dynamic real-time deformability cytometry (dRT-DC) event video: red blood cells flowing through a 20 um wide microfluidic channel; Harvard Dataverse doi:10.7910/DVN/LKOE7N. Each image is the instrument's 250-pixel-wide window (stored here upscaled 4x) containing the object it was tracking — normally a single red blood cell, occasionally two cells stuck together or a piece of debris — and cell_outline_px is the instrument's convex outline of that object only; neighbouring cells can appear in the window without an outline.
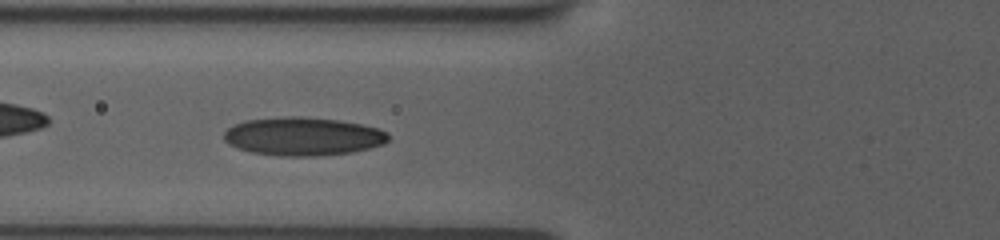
{"species": "human", "species_latin": "Homo sapiens", "temperature_condition": "room temperature", "stored_images_in_passage": 46, "camera_frame_rate_fps": 3000, "um_per_image_px": 0.085, "donor": {"sex": "female"}, "frame": {"image": 1, "passage_image": 13, "time_ms": 4.0, "image_size_px": [1000, 240], "cell_outline_px": [[392, 136], [384, 144], [352, 152], [316, 156], [280, 156], [252, 152], [236, 148], [228, 144], [224, 140], [224, 132], [232, 124], [244, 120], [288, 116], [300, 116], [336, 120], [360, 124], [380, 128], [388, 132]], "centroid_in_image_um": [25.75, 11.59], "position_along_channel_um": 100.1, "area_um2": 36.99}}
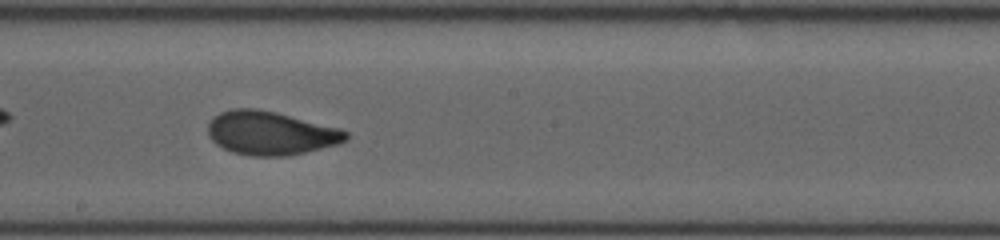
{"frame": {"image": 2, "passage_image": 23, "time_ms": 7.333, "image_size_px": [1000, 240], "cell_outline_px": [[348, 140], [336, 144], [288, 156], [252, 156], [232, 152], [216, 144], [208, 136], [208, 124], [212, 116], [220, 112], [232, 108], [256, 108], [276, 112], [340, 128], [348, 132]], "centroid_in_image_um": [22.97, 11.3], "position_along_channel_um": 225.2, "area_um2": 35.14}}
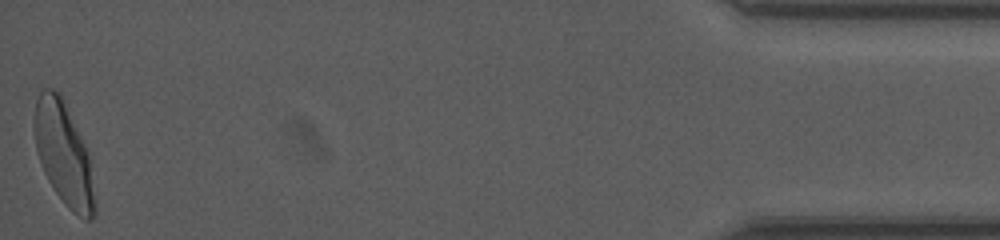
{"frame": {"image": 3, "passage_image": 46, "time_ms": 15.0, "image_size_px": [1000, 240], "cell_outline_px": [[96, 216], [92, 220], [84, 220], [72, 212], [64, 204], [48, 180], [44, 172], [36, 148], [32, 124], [36, 100], [40, 92], [44, 88], [52, 88], [60, 92], [64, 100], [88, 152], [96, 208]], "centroid_in_image_um": [5.4, 13.08], "position_along_channel_um": 429.8, "area_um2": 36.3}, "authors_computed_cell_mechanics": {"area_um2": 34.3332, "velocity_mm_per_s": 3.7349, "shape_relaxation_time_tau1_ms": 4.3012, "shape_relaxation_time_tau2_ms": 0.8702, "deformation_change_tau1": 0.1663, "deformation_change_tau2": 0.0606}}